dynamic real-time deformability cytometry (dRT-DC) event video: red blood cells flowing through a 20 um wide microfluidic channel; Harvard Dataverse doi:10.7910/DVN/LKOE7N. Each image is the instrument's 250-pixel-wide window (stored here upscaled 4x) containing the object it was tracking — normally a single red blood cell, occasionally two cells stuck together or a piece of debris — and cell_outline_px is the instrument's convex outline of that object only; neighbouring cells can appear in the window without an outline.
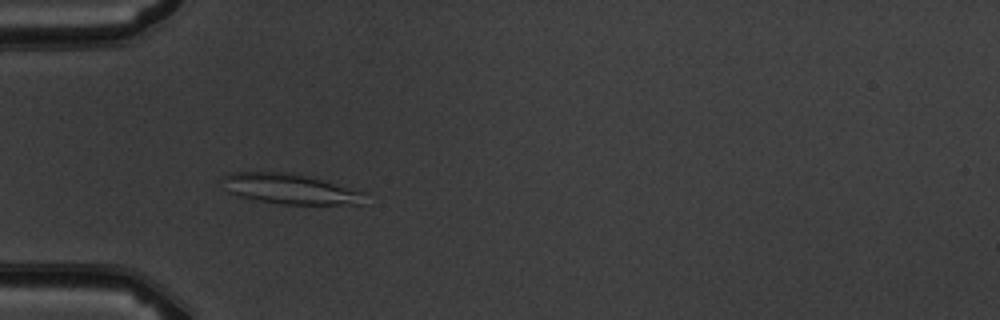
{"species": "common noctule bat (a hibernating species)", "species_latin": "Nyctalus noctula", "temperature_condition": "warm", "stored_images_in_passage": 5, "camera_frame_rate_fps": 3000, "um_per_image_px": 0.085, "animal": {"sex": "male", "body_mass_g": 19.5, "forearm_length_mm": 54.6}, "frame": {"image": 1, "passage_image": 4, "time_ms": 3.333, "image_size_px": [1000, 320], "cell_outline_px": [[368, 192], [364, 204], [284, 204], [256, 200], [240, 196], [228, 192], [224, 176], [236, 172], [292, 172], [308, 176]], "centroid_in_image_um": [24.77, 16.06], "position_along_channel_um": 60.2, "area_um2": 24.97}}
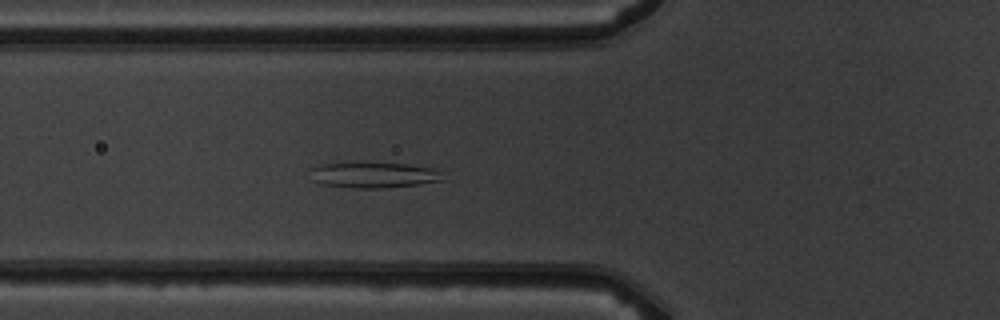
{"frame": {"image": 2, "passage_image": 5, "time_ms": 4.333, "image_size_px": [1000, 320], "cell_outline_px": [[444, 180], [420, 184], [380, 188], [352, 188], [320, 184], [312, 180], [308, 168], [320, 164], [408, 164], [432, 168], [440, 172]], "centroid_in_image_um": [31.71, 14.9], "position_along_channel_um": 94.1, "area_um2": 19.54}}